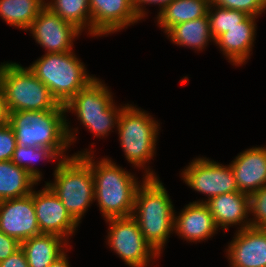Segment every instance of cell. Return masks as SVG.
<instances>
[{
	"mask_svg": "<svg viewBox=\"0 0 266 267\" xmlns=\"http://www.w3.org/2000/svg\"><path fill=\"white\" fill-rule=\"evenodd\" d=\"M74 155H81L90 164L94 178V201L98 203L96 205L104 220L131 216L137 189L146 177L139 182L134 173L117 165L112 158L104 156L99 161L95 160L92 148Z\"/></svg>",
	"mask_w": 266,
	"mask_h": 267,
	"instance_id": "6da1fadb",
	"label": "cell"
},
{
	"mask_svg": "<svg viewBox=\"0 0 266 267\" xmlns=\"http://www.w3.org/2000/svg\"><path fill=\"white\" fill-rule=\"evenodd\" d=\"M67 117L65 105H60L55 110L10 112L9 125L17 145L46 147L66 159L72 156L66 152L77 140L78 133V128H71Z\"/></svg>",
	"mask_w": 266,
	"mask_h": 267,
	"instance_id": "7a4b0ae2",
	"label": "cell"
},
{
	"mask_svg": "<svg viewBox=\"0 0 266 267\" xmlns=\"http://www.w3.org/2000/svg\"><path fill=\"white\" fill-rule=\"evenodd\" d=\"M159 178H146L138 187L132 216L147 243L161 257L174 233L175 208Z\"/></svg>",
	"mask_w": 266,
	"mask_h": 267,
	"instance_id": "3957f363",
	"label": "cell"
},
{
	"mask_svg": "<svg viewBox=\"0 0 266 267\" xmlns=\"http://www.w3.org/2000/svg\"><path fill=\"white\" fill-rule=\"evenodd\" d=\"M158 122L143 108L127 104L122 109L116 129L126 160L134 169L143 168L146 178H159L148 166L156 156V143L161 130Z\"/></svg>",
	"mask_w": 266,
	"mask_h": 267,
	"instance_id": "277c9868",
	"label": "cell"
},
{
	"mask_svg": "<svg viewBox=\"0 0 266 267\" xmlns=\"http://www.w3.org/2000/svg\"><path fill=\"white\" fill-rule=\"evenodd\" d=\"M53 177V181H45V184L80 225L84 214L94 202V178L90 164L81 155L72 154L57 162Z\"/></svg>",
	"mask_w": 266,
	"mask_h": 267,
	"instance_id": "5b68a950",
	"label": "cell"
},
{
	"mask_svg": "<svg viewBox=\"0 0 266 267\" xmlns=\"http://www.w3.org/2000/svg\"><path fill=\"white\" fill-rule=\"evenodd\" d=\"M28 68L41 80L61 105H66L96 76L90 75L75 51L45 53ZM88 72V73H87Z\"/></svg>",
	"mask_w": 266,
	"mask_h": 267,
	"instance_id": "8992f818",
	"label": "cell"
},
{
	"mask_svg": "<svg viewBox=\"0 0 266 267\" xmlns=\"http://www.w3.org/2000/svg\"><path fill=\"white\" fill-rule=\"evenodd\" d=\"M103 81L96 77L65 105L66 114L74 113L80 124L99 139L117 129L122 109L128 104L116 105L112 91Z\"/></svg>",
	"mask_w": 266,
	"mask_h": 267,
	"instance_id": "52a82bcc",
	"label": "cell"
},
{
	"mask_svg": "<svg viewBox=\"0 0 266 267\" xmlns=\"http://www.w3.org/2000/svg\"><path fill=\"white\" fill-rule=\"evenodd\" d=\"M0 87L9 113L55 110L61 105L28 67L16 62H1Z\"/></svg>",
	"mask_w": 266,
	"mask_h": 267,
	"instance_id": "ba28073f",
	"label": "cell"
},
{
	"mask_svg": "<svg viewBox=\"0 0 266 267\" xmlns=\"http://www.w3.org/2000/svg\"><path fill=\"white\" fill-rule=\"evenodd\" d=\"M109 225L106 243L125 265L150 267L160 256L145 240L136 219L131 216L106 219Z\"/></svg>",
	"mask_w": 266,
	"mask_h": 267,
	"instance_id": "9c48e42d",
	"label": "cell"
},
{
	"mask_svg": "<svg viewBox=\"0 0 266 267\" xmlns=\"http://www.w3.org/2000/svg\"><path fill=\"white\" fill-rule=\"evenodd\" d=\"M180 175L188 187L207 197L193 202L205 203L217 195L239 191L230 163L226 166L198 156L184 167Z\"/></svg>",
	"mask_w": 266,
	"mask_h": 267,
	"instance_id": "30bf717a",
	"label": "cell"
},
{
	"mask_svg": "<svg viewBox=\"0 0 266 267\" xmlns=\"http://www.w3.org/2000/svg\"><path fill=\"white\" fill-rule=\"evenodd\" d=\"M46 53L73 51L75 39L83 33L45 6L27 30Z\"/></svg>",
	"mask_w": 266,
	"mask_h": 267,
	"instance_id": "8fae6325",
	"label": "cell"
},
{
	"mask_svg": "<svg viewBox=\"0 0 266 267\" xmlns=\"http://www.w3.org/2000/svg\"><path fill=\"white\" fill-rule=\"evenodd\" d=\"M31 197L41 234H54L70 243L69 240L75 235L79 224L68 213L61 200L46 184L41 190L36 191L34 188Z\"/></svg>",
	"mask_w": 266,
	"mask_h": 267,
	"instance_id": "7c38bea8",
	"label": "cell"
},
{
	"mask_svg": "<svg viewBox=\"0 0 266 267\" xmlns=\"http://www.w3.org/2000/svg\"><path fill=\"white\" fill-rule=\"evenodd\" d=\"M91 36L102 37L141 22L133 0H89Z\"/></svg>",
	"mask_w": 266,
	"mask_h": 267,
	"instance_id": "4fadbf2b",
	"label": "cell"
},
{
	"mask_svg": "<svg viewBox=\"0 0 266 267\" xmlns=\"http://www.w3.org/2000/svg\"><path fill=\"white\" fill-rule=\"evenodd\" d=\"M0 231L20 243L41 234L31 194L0 201Z\"/></svg>",
	"mask_w": 266,
	"mask_h": 267,
	"instance_id": "5bb4252c",
	"label": "cell"
},
{
	"mask_svg": "<svg viewBox=\"0 0 266 267\" xmlns=\"http://www.w3.org/2000/svg\"><path fill=\"white\" fill-rule=\"evenodd\" d=\"M225 248L230 267H266V229L236 230Z\"/></svg>",
	"mask_w": 266,
	"mask_h": 267,
	"instance_id": "9a60e30c",
	"label": "cell"
},
{
	"mask_svg": "<svg viewBox=\"0 0 266 267\" xmlns=\"http://www.w3.org/2000/svg\"><path fill=\"white\" fill-rule=\"evenodd\" d=\"M176 214L174 233L186 242H205L220 230L205 203L189 202Z\"/></svg>",
	"mask_w": 266,
	"mask_h": 267,
	"instance_id": "2e32d148",
	"label": "cell"
},
{
	"mask_svg": "<svg viewBox=\"0 0 266 267\" xmlns=\"http://www.w3.org/2000/svg\"><path fill=\"white\" fill-rule=\"evenodd\" d=\"M257 18L248 15L215 40V45L233 66H242L250 59L257 34Z\"/></svg>",
	"mask_w": 266,
	"mask_h": 267,
	"instance_id": "e0dca14e",
	"label": "cell"
},
{
	"mask_svg": "<svg viewBox=\"0 0 266 267\" xmlns=\"http://www.w3.org/2000/svg\"><path fill=\"white\" fill-rule=\"evenodd\" d=\"M265 146L248 148L231 161L239 192L250 195L266 185Z\"/></svg>",
	"mask_w": 266,
	"mask_h": 267,
	"instance_id": "ac0fdd59",
	"label": "cell"
},
{
	"mask_svg": "<svg viewBox=\"0 0 266 267\" xmlns=\"http://www.w3.org/2000/svg\"><path fill=\"white\" fill-rule=\"evenodd\" d=\"M209 211L219 229L226 232L232 226L242 230L251 226L249 195L243 192H232L217 195L206 201Z\"/></svg>",
	"mask_w": 266,
	"mask_h": 267,
	"instance_id": "d6986e66",
	"label": "cell"
},
{
	"mask_svg": "<svg viewBox=\"0 0 266 267\" xmlns=\"http://www.w3.org/2000/svg\"><path fill=\"white\" fill-rule=\"evenodd\" d=\"M70 248L65 239L54 234H40L21 242L29 267H48Z\"/></svg>",
	"mask_w": 266,
	"mask_h": 267,
	"instance_id": "ffe728a7",
	"label": "cell"
},
{
	"mask_svg": "<svg viewBox=\"0 0 266 267\" xmlns=\"http://www.w3.org/2000/svg\"><path fill=\"white\" fill-rule=\"evenodd\" d=\"M165 34L173 44L189 47L195 52H202L208 46L209 41L215 43L207 15L174 25Z\"/></svg>",
	"mask_w": 266,
	"mask_h": 267,
	"instance_id": "44dd1931",
	"label": "cell"
},
{
	"mask_svg": "<svg viewBox=\"0 0 266 267\" xmlns=\"http://www.w3.org/2000/svg\"><path fill=\"white\" fill-rule=\"evenodd\" d=\"M210 0H173L157 13V26L166 33L172 26L206 16Z\"/></svg>",
	"mask_w": 266,
	"mask_h": 267,
	"instance_id": "7402d4cb",
	"label": "cell"
},
{
	"mask_svg": "<svg viewBox=\"0 0 266 267\" xmlns=\"http://www.w3.org/2000/svg\"><path fill=\"white\" fill-rule=\"evenodd\" d=\"M38 182L11 160L0 162V201L31 194Z\"/></svg>",
	"mask_w": 266,
	"mask_h": 267,
	"instance_id": "603a6c76",
	"label": "cell"
},
{
	"mask_svg": "<svg viewBox=\"0 0 266 267\" xmlns=\"http://www.w3.org/2000/svg\"><path fill=\"white\" fill-rule=\"evenodd\" d=\"M45 6L46 0H0V17L7 25L27 33Z\"/></svg>",
	"mask_w": 266,
	"mask_h": 267,
	"instance_id": "cb8c5ba5",
	"label": "cell"
},
{
	"mask_svg": "<svg viewBox=\"0 0 266 267\" xmlns=\"http://www.w3.org/2000/svg\"><path fill=\"white\" fill-rule=\"evenodd\" d=\"M46 6L82 32L86 29L85 33L91 36L89 0H46Z\"/></svg>",
	"mask_w": 266,
	"mask_h": 267,
	"instance_id": "d4e9b609",
	"label": "cell"
},
{
	"mask_svg": "<svg viewBox=\"0 0 266 267\" xmlns=\"http://www.w3.org/2000/svg\"><path fill=\"white\" fill-rule=\"evenodd\" d=\"M42 160L51 162L54 160L60 161L61 158L53 150L46 147L16 145L11 159L15 165L25 169L38 183L42 180L43 173L34 165L37 161Z\"/></svg>",
	"mask_w": 266,
	"mask_h": 267,
	"instance_id": "484cf974",
	"label": "cell"
},
{
	"mask_svg": "<svg viewBox=\"0 0 266 267\" xmlns=\"http://www.w3.org/2000/svg\"><path fill=\"white\" fill-rule=\"evenodd\" d=\"M207 16L211 35L216 40L229 28L242 22L248 15L239 10L226 9L210 3Z\"/></svg>",
	"mask_w": 266,
	"mask_h": 267,
	"instance_id": "4316f807",
	"label": "cell"
},
{
	"mask_svg": "<svg viewBox=\"0 0 266 267\" xmlns=\"http://www.w3.org/2000/svg\"><path fill=\"white\" fill-rule=\"evenodd\" d=\"M249 207L251 227L266 229V185L249 195Z\"/></svg>",
	"mask_w": 266,
	"mask_h": 267,
	"instance_id": "83f0119b",
	"label": "cell"
},
{
	"mask_svg": "<svg viewBox=\"0 0 266 267\" xmlns=\"http://www.w3.org/2000/svg\"><path fill=\"white\" fill-rule=\"evenodd\" d=\"M210 3L226 9L239 10L254 17H260L266 10V0H210Z\"/></svg>",
	"mask_w": 266,
	"mask_h": 267,
	"instance_id": "f1b7e54d",
	"label": "cell"
},
{
	"mask_svg": "<svg viewBox=\"0 0 266 267\" xmlns=\"http://www.w3.org/2000/svg\"><path fill=\"white\" fill-rule=\"evenodd\" d=\"M17 141L12 127L8 125L0 126V162L12 159Z\"/></svg>",
	"mask_w": 266,
	"mask_h": 267,
	"instance_id": "f546056e",
	"label": "cell"
},
{
	"mask_svg": "<svg viewBox=\"0 0 266 267\" xmlns=\"http://www.w3.org/2000/svg\"><path fill=\"white\" fill-rule=\"evenodd\" d=\"M21 248V243L4 232L0 231V262L7 259L10 255Z\"/></svg>",
	"mask_w": 266,
	"mask_h": 267,
	"instance_id": "4dcf8cb0",
	"label": "cell"
},
{
	"mask_svg": "<svg viewBox=\"0 0 266 267\" xmlns=\"http://www.w3.org/2000/svg\"><path fill=\"white\" fill-rule=\"evenodd\" d=\"M173 0H133V5L135 8V11L137 12L140 19H145L146 16H148L147 8H145L148 5H159L158 8L162 10L166 5L171 3ZM146 4V6H145Z\"/></svg>",
	"mask_w": 266,
	"mask_h": 267,
	"instance_id": "1f68e13d",
	"label": "cell"
},
{
	"mask_svg": "<svg viewBox=\"0 0 266 267\" xmlns=\"http://www.w3.org/2000/svg\"><path fill=\"white\" fill-rule=\"evenodd\" d=\"M0 267H29L26 255L20 248L7 259L0 262Z\"/></svg>",
	"mask_w": 266,
	"mask_h": 267,
	"instance_id": "d6a6232c",
	"label": "cell"
},
{
	"mask_svg": "<svg viewBox=\"0 0 266 267\" xmlns=\"http://www.w3.org/2000/svg\"><path fill=\"white\" fill-rule=\"evenodd\" d=\"M9 124V111L0 87V126Z\"/></svg>",
	"mask_w": 266,
	"mask_h": 267,
	"instance_id": "836d02e7",
	"label": "cell"
},
{
	"mask_svg": "<svg viewBox=\"0 0 266 267\" xmlns=\"http://www.w3.org/2000/svg\"><path fill=\"white\" fill-rule=\"evenodd\" d=\"M69 250L67 249L59 258H57L51 265L48 267H70L71 265L69 264L68 261V255L66 252Z\"/></svg>",
	"mask_w": 266,
	"mask_h": 267,
	"instance_id": "e575fe53",
	"label": "cell"
}]
</instances>
